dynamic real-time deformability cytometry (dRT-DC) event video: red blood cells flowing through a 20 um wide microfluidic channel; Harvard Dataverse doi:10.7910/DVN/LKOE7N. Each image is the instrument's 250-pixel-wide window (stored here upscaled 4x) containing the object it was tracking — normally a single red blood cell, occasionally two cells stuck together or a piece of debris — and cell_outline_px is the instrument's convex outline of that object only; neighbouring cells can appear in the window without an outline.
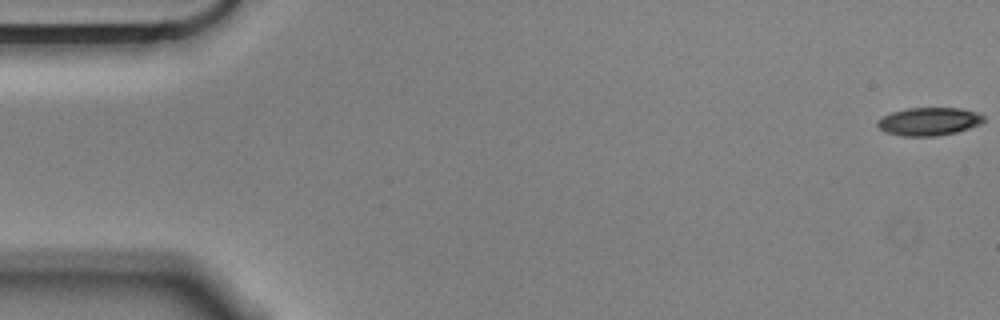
{"species": "Egyptian fruit bat (a non-hibernating species)", "species_latin": "Rousettus aegyptiacus", "temperature_condition": "cold", "stored_images_in_passage": 57, "camera_frame_rate_fps": 3000, "um_per_image_px": 0.085, "animal": {"sex": "male"}, "frame": {"image": 1, "passage_image": 1, "time_ms": 0.0, "image_size_px": [1000, 320], "cell_outline_px": [[984, 120], [980, 124], [956, 132], [936, 136], [904, 136], [884, 132], [876, 124], [876, 120], [892, 112], [908, 108], [960, 108], [976, 112], [984, 116]], "centroid_in_image_um": [78.94, 10.32], "position_along_channel_um": 6.1, "area_um2": 17.28}}
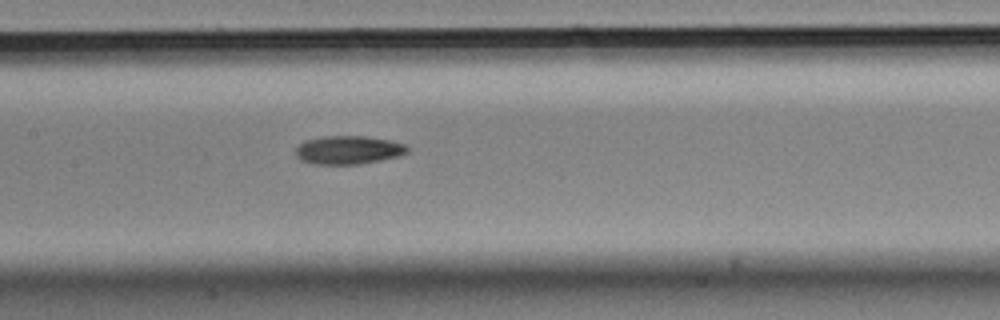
{"frame": {"image": 2, "passage_image": 27, "time_ms": 8.667, "image_size_px": [1000, 320], "cell_outline_px": [[408, 152], [396, 156], [380, 160], [360, 164], [312, 164], [300, 160], [296, 156], [296, 148], [304, 140], [328, 136], [364, 136], [388, 140], [404, 144], [408, 148]], "centroid_in_image_um": [29.57, 12.75], "position_along_channel_um": 177.8, "area_um2": 18.32}}
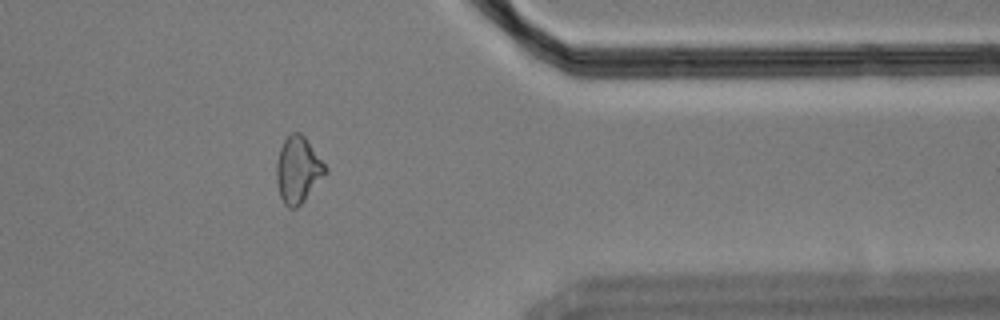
{"frame": {"image": 3, "passage_image": 46, "time_ms": 15.0, "image_size_px": [1000, 320], "cell_outline_px": [[328, 172], [304, 200], [296, 208], [288, 208], [284, 204], [280, 196], [276, 180], [276, 164], [280, 148], [284, 140], [292, 132], [300, 132], [304, 136], [328, 168]], "centroid_in_image_um": [25.33, 14.44], "position_along_channel_um": 386.1, "area_um2": 18.84}, "authors_computed_cell_mechanics": {"area_um2": 18.3804, "velocity_mm_per_s": 3.5581, "shape_relaxation_time_tau1_ms": 4.7181, "shape_relaxation_time_tau2_ms": 5.6473, "deformation_change_tau1": 0.1364, "deformation_change_tau2": 0.1262}}